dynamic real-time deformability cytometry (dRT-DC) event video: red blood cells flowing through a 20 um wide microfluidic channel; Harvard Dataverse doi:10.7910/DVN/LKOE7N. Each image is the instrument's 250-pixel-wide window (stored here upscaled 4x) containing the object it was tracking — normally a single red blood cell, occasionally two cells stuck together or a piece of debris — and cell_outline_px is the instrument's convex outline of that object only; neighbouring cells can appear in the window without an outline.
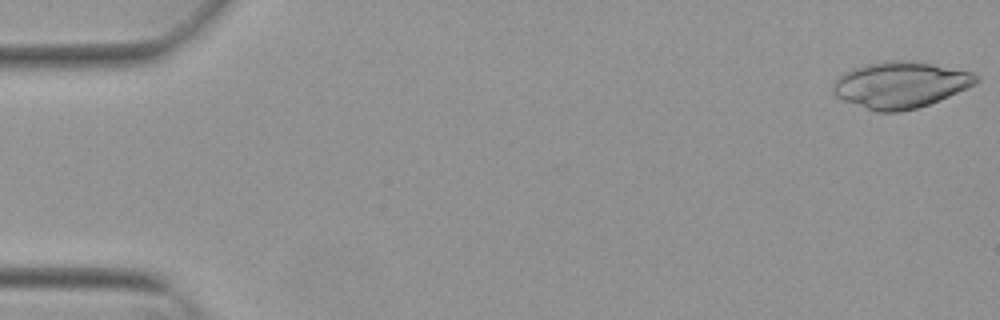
{"species": "Egyptian fruit bat (a non-hibernating species)", "species_latin": "Rousettus aegyptiacus", "temperature_condition": "warm", "stored_images_in_passage": 53, "camera_frame_rate_fps": 3000, "um_per_image_px": 0.085, "animal": {"sex": "female"}, "frame": {"image": 1, "passage_image": 1, "time_ms": 0.0, "image_size_px": [1000, 320], "cell_outline_px": [[980, 80], [976, 84], [968, 88], [940, 100], [916, 108], [900, 112], [876, 112], [844, 100], [836, 96], [832, 92], [832, 84], [836, 76], [852, 68], [868, 64], [892, 60], [908, 60], [932, 64], [972, 72], [980, 76]], "centroid_in_image_um": [76.53, 7.21], "position_along_channel_um": 8.5, "area_um2": 38.78}}